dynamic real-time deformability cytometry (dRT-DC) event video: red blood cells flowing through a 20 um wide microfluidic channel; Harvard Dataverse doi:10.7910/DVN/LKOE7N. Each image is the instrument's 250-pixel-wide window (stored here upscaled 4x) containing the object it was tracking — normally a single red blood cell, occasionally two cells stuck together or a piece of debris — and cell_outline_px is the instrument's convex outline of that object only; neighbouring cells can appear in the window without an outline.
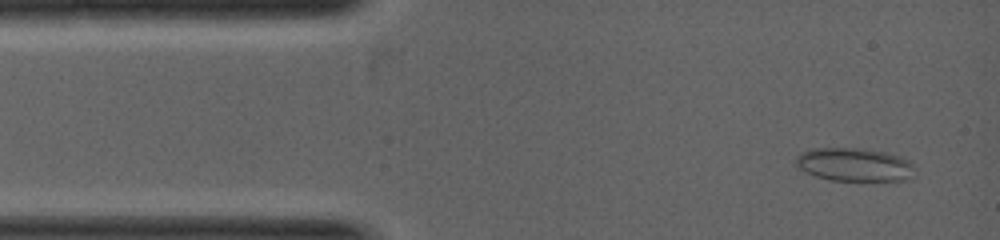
{"species": "common noctule bat (a hibernating species)", "species_latin": "Nyctalus noctula", "temperature_condition": "warm", "stored_images_in_passage": 5, "camera_frame_rate_fps": 5000, "um_per_image_px": 0.085, "animal": {"sex": "female", "body_mass_g": 19.0, "forearm_length_mm": 53.3}, "frame": {"image": 1, "passage_image": 1, "time_ms": 0.0, "image_size_px": [1000, 240], "cell_outline_px": [[916, 168], [912, 180], [832, 180], [816, 176], [800, 168], [792, 160], [800, 152], [808, 148], [864, 148], [888, 152], [900, 156], [908, 160]], "centroid_in_image_um": [72.64, 13.97], "position_along_channel_um": 12.4, "area_um2": 23.47}}
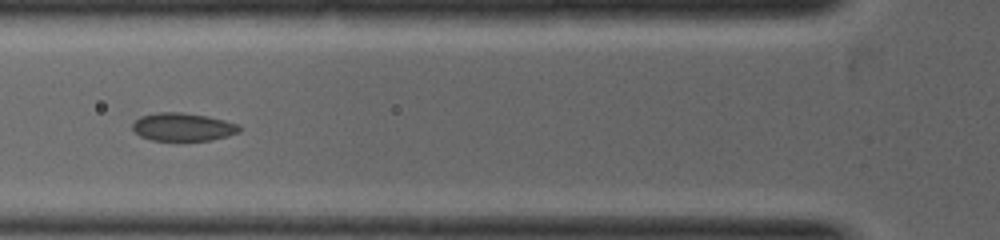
{"frame": {"image": 2, "passage_image": 4, "time_ms": 2.0, "image_size_px": [1000, 240], "cell_outline_px": [[240, 132], [208, 140], [152, 140], [140, 136], [132, 128], [132, 124], [140, 116], [156, 112], [184, 112], [208, 116], [224, 120], [236, 124], [240, 128]], "centroid_in_image_um": [15.5, 10.77], "position_along_channel_um": 110.3, "area_um2": 17.28}}
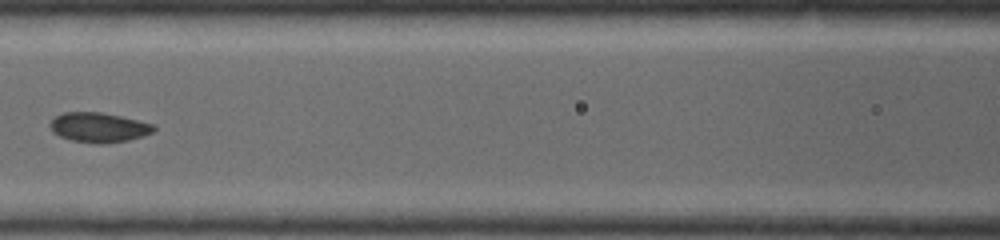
{"frame": {"image": 3, "passage_image": 5, "time_ms": 2.6, "image_size_px": [1000, 240], "cell_outline_px": [[156, 128], [152, 132], [128, 140], [100, 144], [72, 140], [60, 136], [52, 132], [48, 124], [56, 116], [64, 112], [100, 112], [120, 116], [152, 124]], "centroid_in_image_um": [8.34, 10.82], "position_along_channel_um": 158.3, "area_um2": 17.69}}